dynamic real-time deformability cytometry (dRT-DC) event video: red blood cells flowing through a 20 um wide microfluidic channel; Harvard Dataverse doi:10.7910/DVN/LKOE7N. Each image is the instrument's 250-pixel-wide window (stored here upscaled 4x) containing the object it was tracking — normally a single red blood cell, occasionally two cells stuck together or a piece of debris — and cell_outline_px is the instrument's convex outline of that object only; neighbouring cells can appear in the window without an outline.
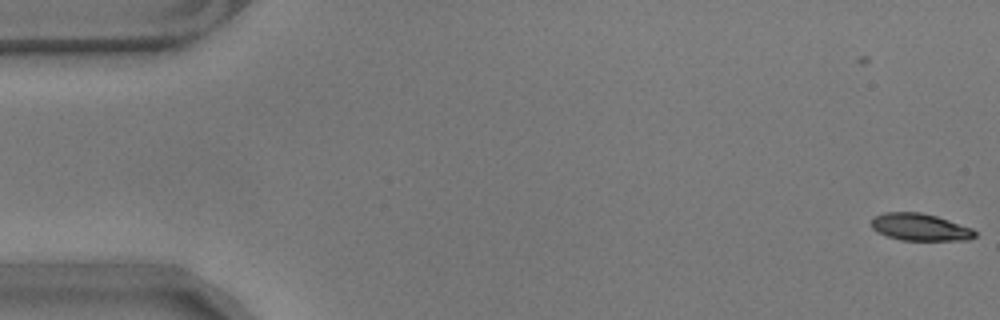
{"species": "common noctule bat (a hibernating species)", "species_latin": "Nyctalus noctula", "temperature_condition": "warm", "stored_images_in_passage": 4, "camera_frame_rate_fps": 3000, "um_per_image_px": 0.085, "animal": {"sex": "male", "body_mass_g": 17.9}, "frame": {"image": 1, "passage_image": 4, "time_ms": 1.0, "image_size_px": [1000, 320], "cell_outline_px": [[976, 236], [968, 240], [900, 240], [876, 232], [872, 228], [872, 216], [884, 212], [920, 212], [936, 216], [972, 228], [976, 232]], "centroid_in_image_um": [78.18, 19.3], "position_along_channel_um": 6.8, "area_um2": 16.42}}